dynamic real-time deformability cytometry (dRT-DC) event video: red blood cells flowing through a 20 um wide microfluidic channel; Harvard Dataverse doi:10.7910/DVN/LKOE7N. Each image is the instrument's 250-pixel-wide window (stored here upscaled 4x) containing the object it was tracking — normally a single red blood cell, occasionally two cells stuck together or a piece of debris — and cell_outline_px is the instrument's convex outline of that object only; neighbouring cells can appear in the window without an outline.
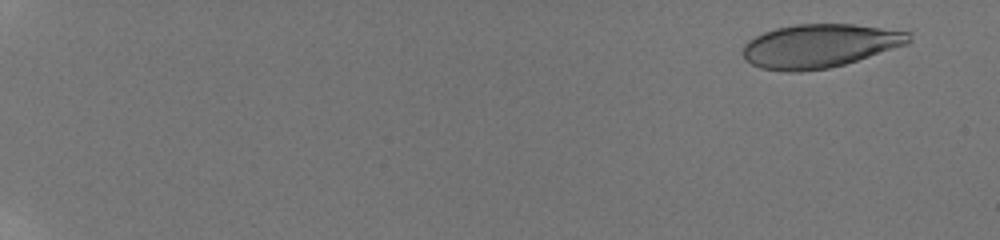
{"species": "human", "species_latin": "Homo sapiens", "temperature_condition": "room temperature", "stored_images_in_passage": 18, "segment_of_instrument_passage": [1, 2], "camera_frame_rate_fps": 3000, "um_per_image_px": 0.085, "donor": {"sex": "male"}, "frame": {"image": 1, "passage_image": 4, "time_ms": 1.333, "image_size_px": [1000, 240], "cell_outline_px": [[912, 40], [908, 44], [844, 64], [828, 68], [800, 72], [788, 72], [760, 68], [744, 60], [744, 44], [748, 40], [764, 32], [776, 28], [796, 24], [852, 24], [912, 32]], "centroid_in_image_um": [69.67, 3.9], "position_along_channel_um": 15.3, "area_um2": 42.19}}
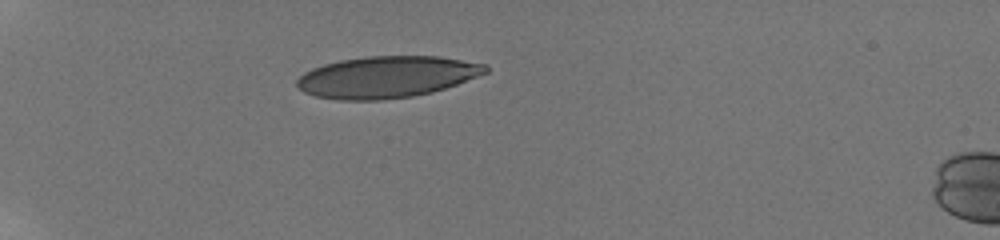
{"frame": {"image": 2, "passage_image": 16, "time_ms": 6.667, "image_size_px": [1000, 240], "cell_outline_px": [[488, 72], [456, 84], [432, 92], [412, 96], [384, 100], [340, 100], [316, 96], [304, 92], [296, 84], [296, 80], [304, 72], [312, 68], [324, 64], [340, 60], [368, 56], [440, 56], [488, 64]], "centroid_in_image_um": [32.88, 6.53], "position_along_channel_um": 52.1, "area_um2": 45.72}}